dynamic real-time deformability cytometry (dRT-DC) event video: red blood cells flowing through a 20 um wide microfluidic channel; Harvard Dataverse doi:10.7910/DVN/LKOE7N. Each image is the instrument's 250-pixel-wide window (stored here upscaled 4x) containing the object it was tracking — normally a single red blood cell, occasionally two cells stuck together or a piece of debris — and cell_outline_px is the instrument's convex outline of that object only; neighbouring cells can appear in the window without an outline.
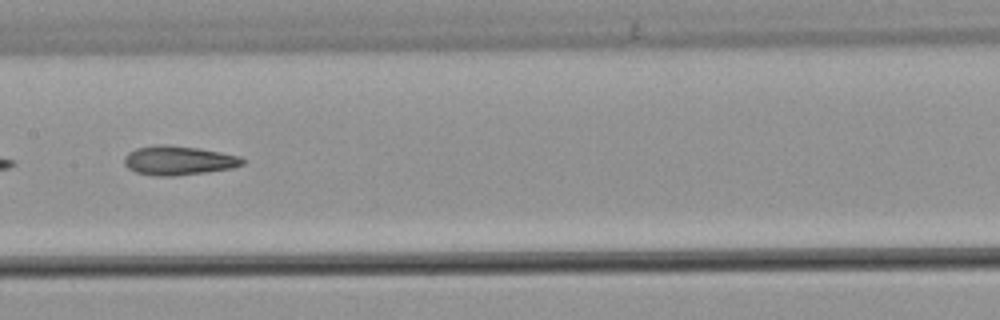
{"species": "common noctule bat (a hibernating species)", "species_latin": "Nyctalus noctula", "temperature_condition": "warm", "stored_images_in_passage": 7, "camera_frame_rate_fps": 3000, "um_per_image_px": 0.085, "animal": {"sex": "male", "body_mass_g": 21.5, "forearm_length_mm": 52.0}, "frame": {"image": 1, "passage_image": 5, "time_ms": 1.333, "image_size_px": [1000, 320], "cell_outline_px": [[244, 164], [232, 168], [208, 172], [176, 176], [156, 176], [136, 172], [128, 168], [124, 164], [124, 156], [128, 152], [136, 148], [160, 144], [168, 144], [196, 148], [220, 152], [240, 156], [244, 160]], "centroid_in_image_um": [15.16, 13.64], "position_along_channel_um": 192.2, "area_um2": 20.17}}